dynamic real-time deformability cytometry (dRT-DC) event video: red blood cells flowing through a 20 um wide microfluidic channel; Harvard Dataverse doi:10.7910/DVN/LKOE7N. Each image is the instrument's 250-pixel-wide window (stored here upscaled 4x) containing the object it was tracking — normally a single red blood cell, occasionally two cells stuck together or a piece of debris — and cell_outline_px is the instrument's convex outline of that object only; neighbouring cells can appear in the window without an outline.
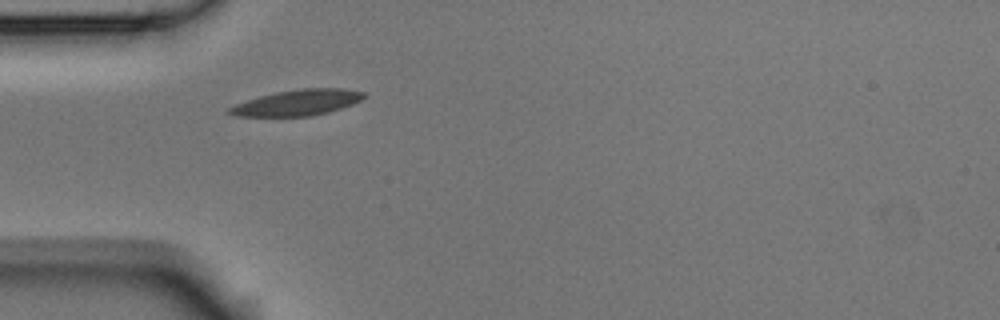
{"species": "Egyptian fruit bat (a non-hibernating species)", "species_latin": "Rousettus aegyptiacus", "temperature_condition": "room temperature", "stored_images_in_passage": 7, "camera_frame_rate_fps": 3000, "um_per_image_px": 0.085, "animal": {"sex": "male"}, "frame": {"image": 1, "passage_image": 1, "time_ms": 0.0, "image_size_px": [1000, 320], "cell_outline_px": [[368, 96], [352, 104], [328, 112], [312, 116], [236, 116], [228, 112], [228, 108], [236, 104], [260, 96], [276, 92], [300, 88], [344, 88], [364, 92]], "centroid_in_image_um": [25.32, 8.71], "position_along_channel_um": 59.7, "area_um2": 20.11}}
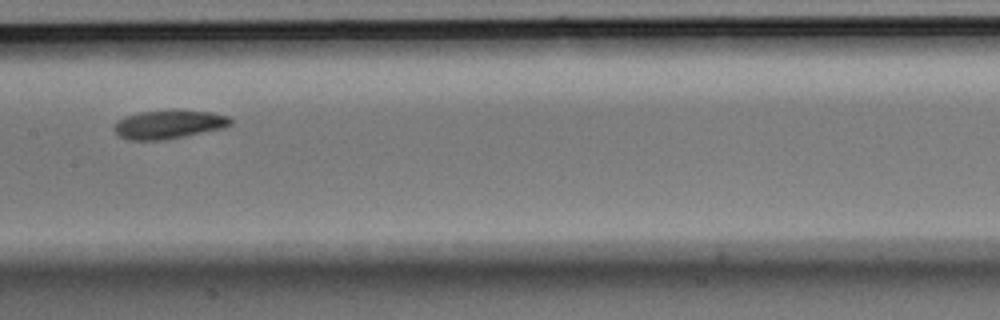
{"frame": {"image": 2, "passage_image": 4, "time_ms": 1.0, "image_size_px": [1000, 320], "cell_outline_px": [[232, 124], [224, 128], [164, 140], [128, 140], [120, 136], [116, 132], [116, 120], [124, 116], [140, 112], [212, 112], [228, 116], [232, 120]], "centroid_in_image_um": [14.35, 10.6], "position_along_channel_um": 193.1, "area_um2": 18.79}}
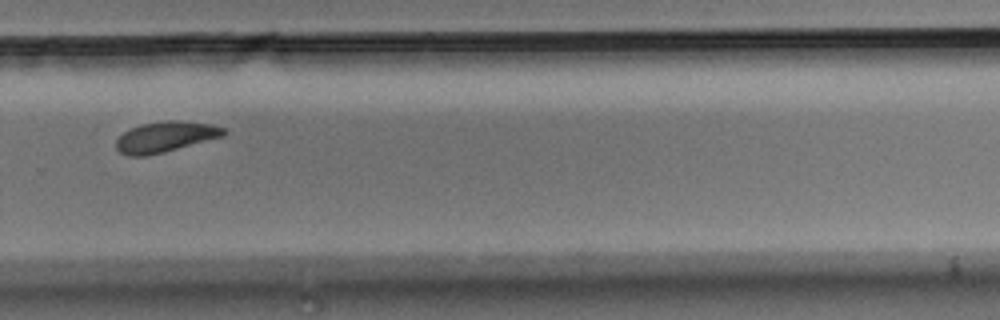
{"frame": {"image": 3, "passage_image": 7, "time_ms": 2.0, "image_size_px": [1000, 320], "cell_outline_px": [[228, 132], [224, 136], [164, 152], [148, 156], [128, 156], [120, 152], [116, 148], [116, 140], [124, 132], [140, 124], [164, 120], [176, 120], [212, 124], [224, 128]], "centroid_in_image_um": [14.07, 11.63], "position_along_channel_um": 315.7, "area_um2": 19.25}}